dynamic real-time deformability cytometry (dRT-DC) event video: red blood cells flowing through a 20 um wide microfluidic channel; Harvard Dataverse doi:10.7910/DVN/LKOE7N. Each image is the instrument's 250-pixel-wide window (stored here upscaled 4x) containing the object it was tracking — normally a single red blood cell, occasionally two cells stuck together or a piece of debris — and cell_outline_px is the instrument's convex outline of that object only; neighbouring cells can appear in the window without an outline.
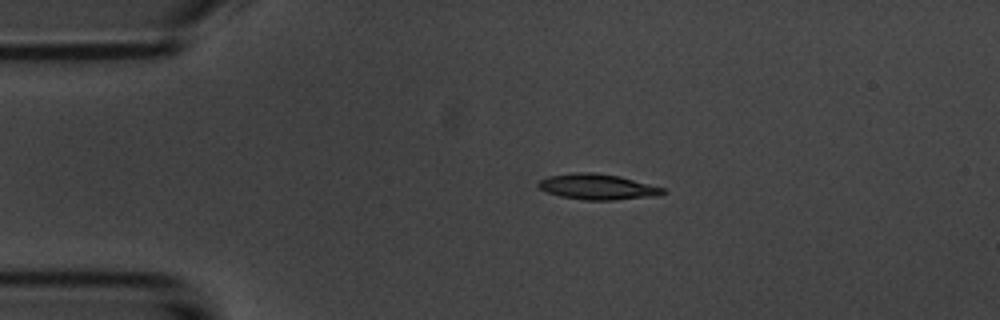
{"species": "common noctule bat (a hibernating species)", "species_latin": "Nyctalus noctula", "temperature_condition": "room temperature", "stored_images_in_passage": 44, "camera_frame_rate_fps": 3000, "um_per_image_px": 0.085, "animal": {"sex": "male", "body_mass_g": 20.1, "forearm_length_mm": 53.5}, "frame": {"image": 1, "passage_image": 1, "time_ms": 0.0, "image_size_px": [1000, 320], "cell_outline_px": [[668, 192], [660, 196], [616, 200], [584, 200], [560, 196], [548, 192], [540, 188], [536, 184], [540, 180], [548, 176], [572, 172], [592, 172], [620, 176], [664, 188]], "centroid_in_image_um": [50.83, 15.88], "position_along_channel_um": 34.2, "area_um2": 18.79}}
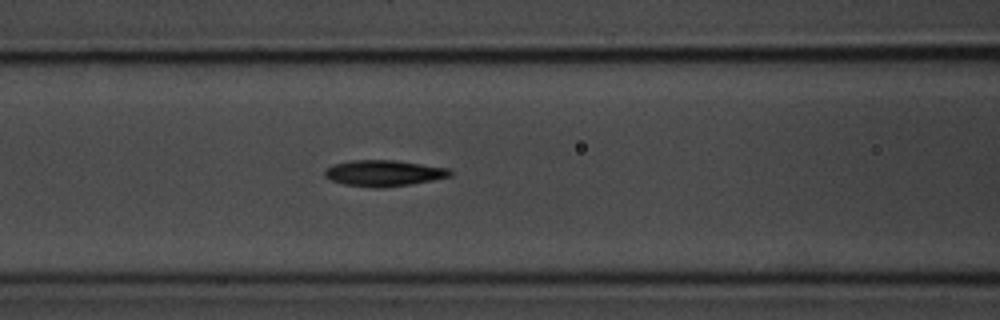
{"frame": {"image": 2, "passage_image": 12, "time_ms": 3.667, "image_size_px": [1000, 320], "cell_outline_px": [[452, 176], [412, 184], [384, 188], [372, 188], [344, 184], [332, 180], [324, 176], [324, 172], [332, 164], [352, 160], [396, 160], [452, 168]], "centroid_in_image_um": [32.67, 14.72], "position_along_channel_um": 133.9, "area_um2": 19.31}}
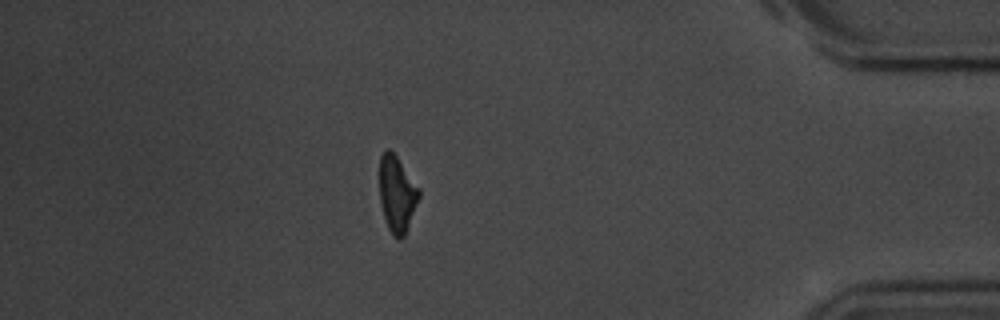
{"frame": {"image": 3, "passage_image": 37, "time_ms": 12.0, "image_size_px": [1000, 320], "cell_outline_px": [[420, 196], [404, 236], [400, 240], [392, 236], [388, 228], [380, 204], [380, 156], [388, 148], [396, 156], [420, 188]], "centroid_in_image_um": [33.74, 16.51], "position_along_channel_um": 401.5, "area_um2": 17.4}, "authors_computed_cell_mechanics": {"area_um2": 18.6405, "velocity_mm_per_s": 3.716, "shape_relaxation_time_tau1_ms": 3.0355, "shape_relaxation_time_tau2_ms": 4.8125, "deformation_change_tau1": 0.1413, "deformation_change_tau2": 0.1403}}